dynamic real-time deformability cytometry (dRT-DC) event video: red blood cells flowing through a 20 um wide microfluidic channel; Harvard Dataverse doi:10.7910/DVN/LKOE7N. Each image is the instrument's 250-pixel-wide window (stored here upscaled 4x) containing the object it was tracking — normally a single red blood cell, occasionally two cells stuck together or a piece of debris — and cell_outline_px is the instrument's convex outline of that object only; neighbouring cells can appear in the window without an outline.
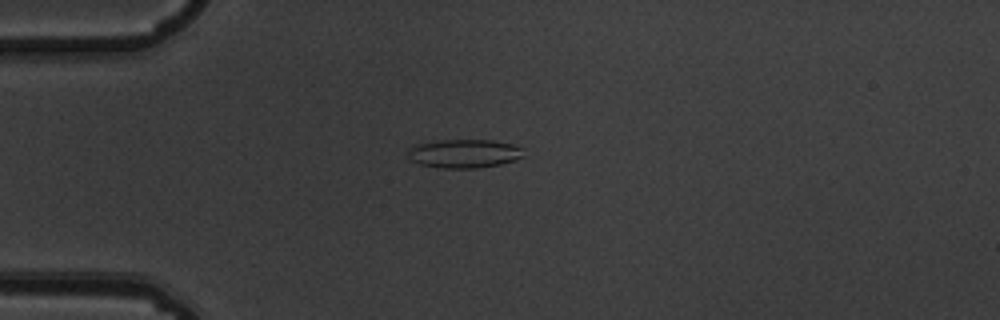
{"species": "common noctule bat (a hibernating species)", "species_latin": "Nyctalus noctula", "temperature_condition": "warm", "stored_images_in_passage": 7, "camera_frame_rate_fps": 3000, "um_per_image_px": 0.085, "animal": {"sex": "male", "body_mass_g": 19.5, "forearm_length_mm": 54.6}, "frame": {"image": 1, "passage_image": 5, "time_ms": 1.333, "image_size_px": [1000, 320], "cell_outline_px": [[524, 156], [500, 164], [476, 168], [440, 168], [420, 164], [408, 160], [408, 148], [412, 144], [436, 140], [492, 140], [512, 144], [520, 148]], "centroid_in_image_um": [39.35, 13.04], "position_along_channel_um": 45.7, "area_um2": 19.42}}